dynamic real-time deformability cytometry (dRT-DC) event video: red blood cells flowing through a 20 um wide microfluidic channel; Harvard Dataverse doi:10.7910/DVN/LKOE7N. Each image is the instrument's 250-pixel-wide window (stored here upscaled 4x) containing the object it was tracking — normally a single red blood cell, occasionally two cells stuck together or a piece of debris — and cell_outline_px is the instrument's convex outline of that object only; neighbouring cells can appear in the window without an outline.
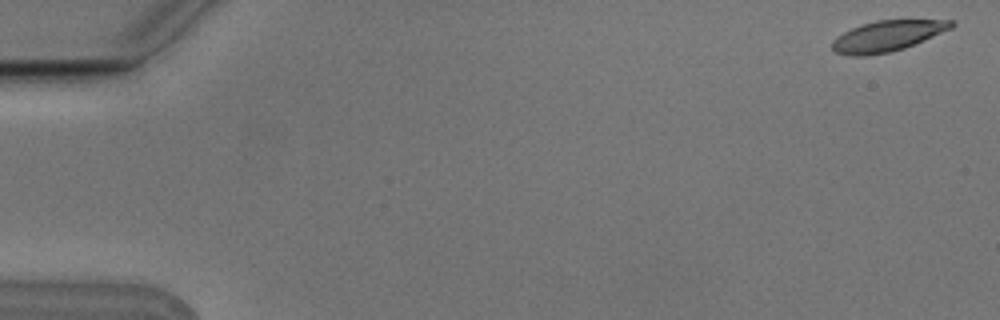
{"species": "Egyptian fruit bat (a non-hibernating species)", "species_latin": "Rousettus aegyptiacus", "temperature_condition": "cold", "stored_images_in_passage": 5, "camera_frame_rate_fps": 3000, "um_per_image_px": 0.085, "animal": {"sex": "male"}, "frame": {"image": 1, "passage_image": 1, "time_ms": 0.0, "image_size_px": [1000, 320], "cell_outline_px": [[956, 24], [952, 28], [904, 48], [892, 52], [864, 56], [848, 56], [836, 52], [832, 48], [832, 40], [836, 36], [860, 24], [876, 20], [956, 20]], "centroid_in_image_um": [75.4, 3.06], "position_along_channel_um": 9.6, "area_um2": 21.39}}